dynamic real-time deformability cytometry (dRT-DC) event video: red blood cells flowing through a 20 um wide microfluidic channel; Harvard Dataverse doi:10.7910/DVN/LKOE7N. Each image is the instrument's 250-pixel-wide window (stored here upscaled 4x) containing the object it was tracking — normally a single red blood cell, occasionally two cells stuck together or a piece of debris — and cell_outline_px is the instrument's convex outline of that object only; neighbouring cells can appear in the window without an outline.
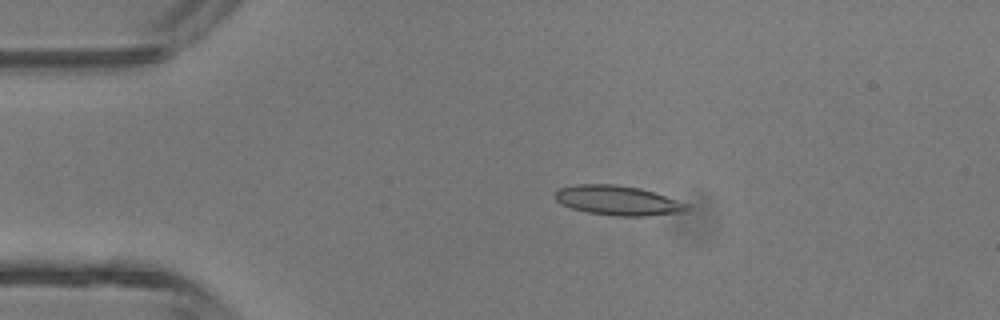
{"species": "common noctule bat (a hibernating species)", "species_latin": "Nyctalus noctula", "temperature_condition": "room temperature", "stored_images_in_passage": 3, "camera_frame_rate_fps": 3000, "um_per_image_px": 0.085, "animal": {"sex": "male", "body_mass_g": 13.3}, "frame": {"image": 1, "passage_image": 2, "time_ms": 1.0, "image_size_px": [1000, 320], "cell_outline_px": [[692, 208], [688, 212], [648, 216], [616, 216], [588, 212], [572, 208], [560, 204], [552, 196], [560, 188], [576, 184], [616, 184], [640, 188], [688, 204]], "centroid_in_image_um": [52.53, 17.05], "position_along_channel_um": 32.5, "area_um2": 22.89}}